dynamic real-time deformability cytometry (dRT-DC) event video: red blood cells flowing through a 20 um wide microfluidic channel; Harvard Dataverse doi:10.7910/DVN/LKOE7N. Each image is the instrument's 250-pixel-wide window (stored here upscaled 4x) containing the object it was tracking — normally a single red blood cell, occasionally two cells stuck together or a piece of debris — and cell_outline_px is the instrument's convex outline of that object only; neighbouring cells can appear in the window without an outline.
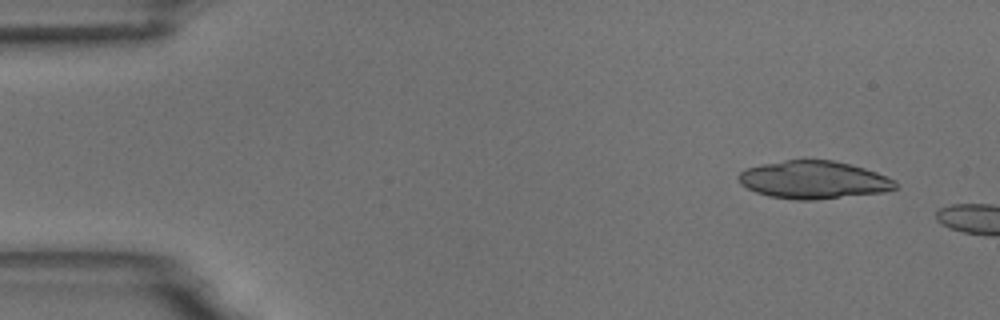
{"species": "common noctule bat (a hibernating species)", "species_latin": "Nyctalus noctula", "temperature_condition": "room temperature", "stored_images_in_passage": 4, "camera_frame_rate_fps": 3000, "um_per_image_px": 0.085, "animal": {"sex": "male", "body_mass_g": 18.8}, "frame": {"image": 1, "passage_image": 1, "time_ms": 0.0, "image_size_px": [1000, 320], "cell_outline_px": [[896, 188], [884, 192], [812, 200], [796, 200], [768, 196], [756, 192], [740, 184], [736, 176], [744, 168], [784, 160], [832, 160], [864, 168], [876, 172], [896, 180]], "centroid_in_image_um": [69.12, 15.29], "position_along_channel_um": 15.9, "area_um2": 34.45}}